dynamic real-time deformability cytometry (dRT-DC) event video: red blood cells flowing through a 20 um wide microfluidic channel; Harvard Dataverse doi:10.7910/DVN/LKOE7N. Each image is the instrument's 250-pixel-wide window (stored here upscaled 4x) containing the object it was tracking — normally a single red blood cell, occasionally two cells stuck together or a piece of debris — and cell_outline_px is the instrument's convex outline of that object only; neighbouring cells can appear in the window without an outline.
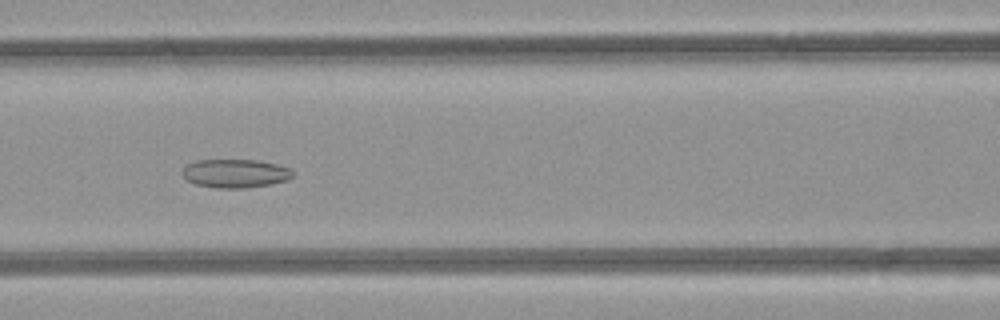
{"species": "common noctule bat (a hibernating species)", "species_latin": "Nyctalus noctula", "temperature_condition": "room temperature", "stored_images_in_passage": 5, "camera_frame_rate_fps": 3000, "um_per_image_px": 0.085, "animal": {"sex": "female", "body_mass_g": 21.9}, "frame": {"image": 1, "passage_image": 5, "time_ms": 4.333, "image_size_px": [1000, 320], "cell_outline_px": [[296, 176], [288, 180], [272, 184], [248, 188], [216, 188], [196, 184], [188, 180], [180, 172], [184, 164], [196, 160], [256, 160], [276, 164], [288, 168], [296, 172]], "centroid_in_image_um": [20.01, 14.74], "position_along_channel_um": 146.6, "area_um2": 18.73}}